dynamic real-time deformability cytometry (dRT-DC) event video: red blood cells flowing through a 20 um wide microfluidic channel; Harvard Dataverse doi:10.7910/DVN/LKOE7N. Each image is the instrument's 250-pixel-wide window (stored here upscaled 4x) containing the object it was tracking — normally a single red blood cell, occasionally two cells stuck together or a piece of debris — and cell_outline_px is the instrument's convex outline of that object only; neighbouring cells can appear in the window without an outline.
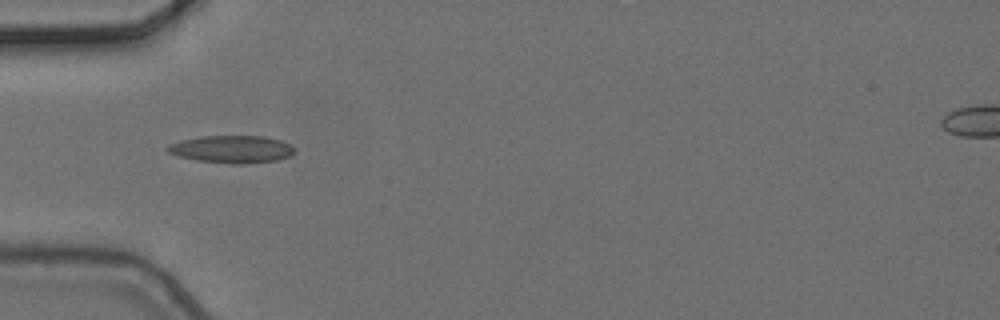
{"species": "common noctule bat (a hibernating species)", "species_latin": "Nyctalus noctula", "temperature_condition": "cold", "stored_images_in_passage": 5, "camera_frame_rate_fps": 3000, "um_per_image_px": 0.085, "animal": {"sex": "female", "body_mass_g": 24.6, "forearm_length_mm": 56.2}, "frame": {"image": 1, "passage_image": 1, "time_ms": 0.0, "image_size_px": [1000, 320], "cell_outline_px": [[296, 152], [292, 156], [276, 160], [244, 164], [232, 164], [196, 160], [180, 156], [168, 152], [164, 148], [168, 144], [180, 140], [204, 136], [264, 136], [280, 140], [292, 144], [296, 148]], "centroid_in_image_um": [19.75, 12.68], "position_along_channel_um": 65.3, "area_um2": 20.58}}
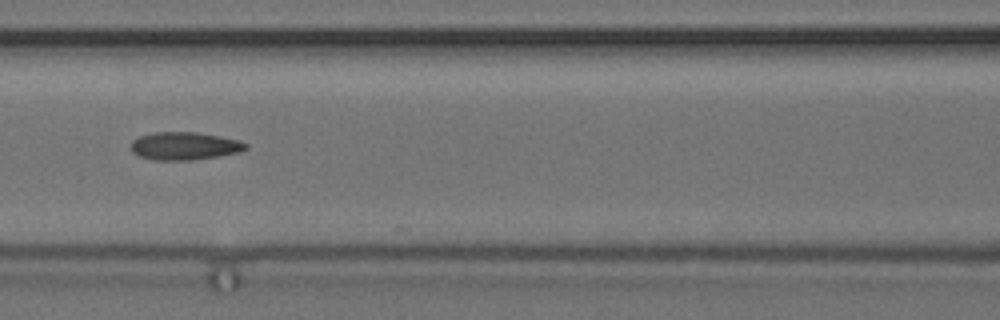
{"frame": {"image": 2, "passage_image": 3, "time_ms": 0.667, "image_size_px": [1000, 320], "cell_outline_px": [[248, 148], [240, 152], [192, 160], [152, 160], [140, 156], [132, 152], [132, 140], [140, 136], [156, 132], [196, 132], [220, 136], [240, 140], [248, 144]], "centroid_in_image_um": [15.71, 12.4], "position_along_channel_um": 150.9, "area_um2": 18.61}}
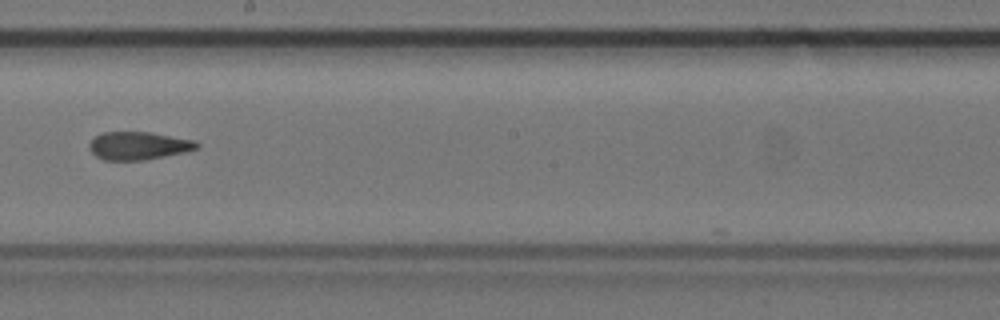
{"frame": {"image": 3, "passage_image": 5, "time_ms": 1.333, "image_size_px": [1000, 320], "cell_outline_px": [[200, 144], [196, 148], [184, 152], [144, 160], [104, 160], [96, 156], [88, 148], [88, 144], [96, 136], [104, 132], [148, 132], [196, 140]], "centroid_in_image_um": [11.75, 12.38], "position_along_channel_um": 236.4, "area_um2": 17.4}}